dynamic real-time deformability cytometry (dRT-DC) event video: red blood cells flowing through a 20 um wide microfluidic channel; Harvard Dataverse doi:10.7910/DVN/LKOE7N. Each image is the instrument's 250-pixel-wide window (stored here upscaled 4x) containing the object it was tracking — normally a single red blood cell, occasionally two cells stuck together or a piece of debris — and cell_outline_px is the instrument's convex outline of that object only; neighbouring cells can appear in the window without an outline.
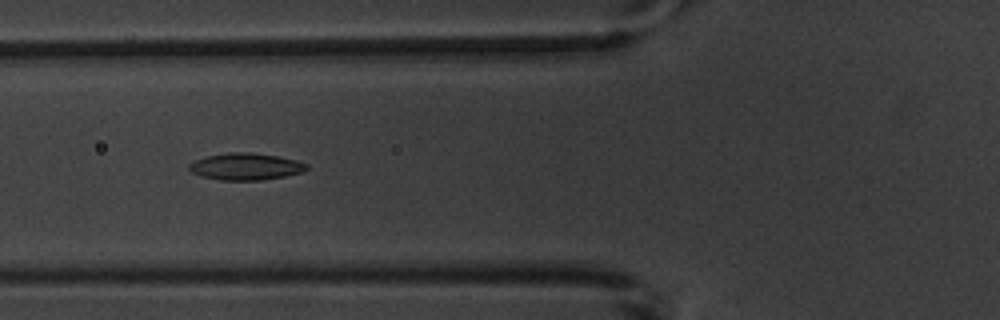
{"species": "common noctule bat (a hibernating species)", "species_latin": "Nyctalus noctula", "temperature_condition": "warm", "stored_images_in_passage": 7, "camera_frame_rate_fps": 3000, "um_per_image_px": 0.085, "animal": {"sex": "male", "body_mass_g": 20.1, "forearm_length_mm": 53.5}, "frame": {"image": 1, "passage_image": 7, "time_ms": 7.0, "image_size_px": [1000, 320], "cell_outline_px": [[308, 168], [300, 172], [284, 176], [260, 180], [220, 180], [200, 176], [192, 172], [188, 168], [188, 164], [196, 160], [208, 156], [228, 152], [252, 152], [276, 156], [296, 160], [308, 164]], "centroid_in_image_um": [20.86, 14.15], "position_along_channel_um": 104.9, "area_um2": 18.26}}